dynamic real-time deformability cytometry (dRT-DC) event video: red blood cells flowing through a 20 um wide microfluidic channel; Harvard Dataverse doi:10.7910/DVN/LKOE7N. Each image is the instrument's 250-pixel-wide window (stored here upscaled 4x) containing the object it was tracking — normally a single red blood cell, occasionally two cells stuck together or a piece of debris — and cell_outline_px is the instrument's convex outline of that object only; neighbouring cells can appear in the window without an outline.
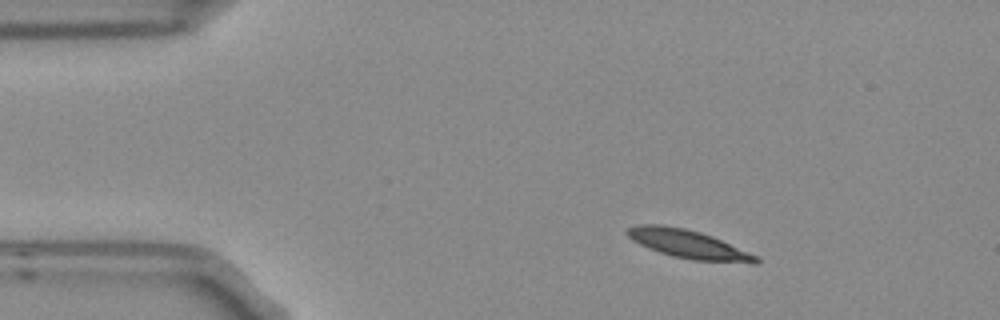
{"species": "Egyptian fruit bat (a non-hibernating species)", "species_latin": "Rousettus aegyptiacus", "temperature_condition": "room temperature", "stored_images_in_passage": 3, "camera_frame_rate_fps": 3000, "um_per_image_px": 0.085, "frame": {"image": 1, "passage_image": 1, "time_ms": 0.0, "image_size_px": [1000, 320], "cell_outline_px": [[760, 260], [756, 264], [752, 264], [692, 260], [672, 256], [648, 248], [632, 240], [624, 232], [628, 228], [636, 224], [660, 224], [684, 228], [700, 232], [712, 236], [756, 256]], "centroid_in_image_um": [58.47, 20.76], "position_along_channel_um": 26.5, "area_um2": 21.33}}
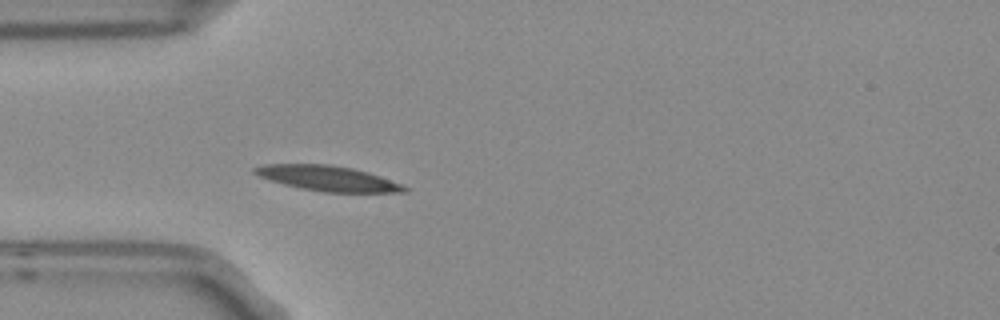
{"frame": {"image": 2, "passage_image": 3, "time_ms": 0.667, "image_size_px": [1000, 320], "cell_outline_px": [[408, 192], [324, 192], [300, 188], [268, 180], [252, 172], [252, 168], [264, 164], [328, 164], [352, 168], [368, 172], [380, 176], [400, 184], [408, 188]], "centroid_in_image_um": [27.82, 15.15], "position_along_channel_um": 57.2, "area_um2": 21.85}}